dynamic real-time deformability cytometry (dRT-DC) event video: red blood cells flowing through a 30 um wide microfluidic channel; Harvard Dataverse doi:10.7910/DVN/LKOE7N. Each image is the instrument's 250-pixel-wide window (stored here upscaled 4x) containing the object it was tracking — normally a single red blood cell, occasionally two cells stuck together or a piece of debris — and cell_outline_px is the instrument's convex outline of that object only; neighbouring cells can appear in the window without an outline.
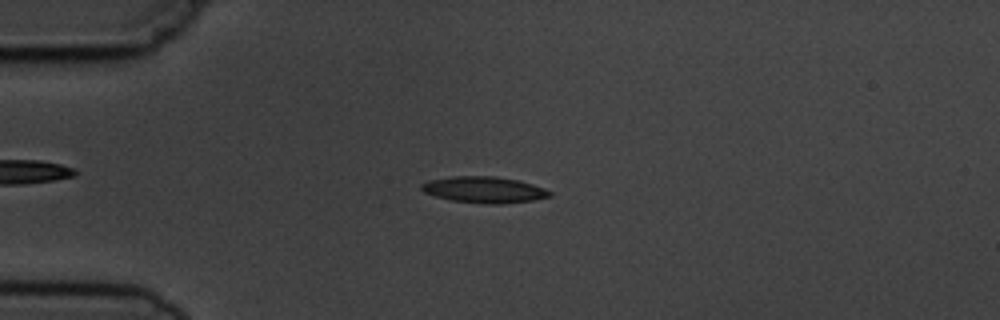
{"species": "common noctule bat (a hibernating species)", "species_latin": "Nyctalus noctula", "temperature_condition": "cold", "stored_images_in_passage": 7, "camera_frame_rate_fps": 3000, "um_per_image_px": 0.085, "animal": {"sex": "male", "body_mass_g": 19.5, "forearm_length_mm": 54.6}, "frame": {"image": 1, "passage_image": 3, "time_ms": 2.333, "image_size_px": [1000, 320], "cell_outline_px": [[552, 196], [532, 200], [500, 204], [488, 204], [452, 200], [436, 196], [424, 192], [420, 188], [420, 184], [428, 180], [452, 176], [496, 176], [520, 180], [544, 188], [552, 192]], "centroid_in_image_um": [41.15, 16.11], "position_along_channel_um": 43.8, "area_um2": 19.65}}
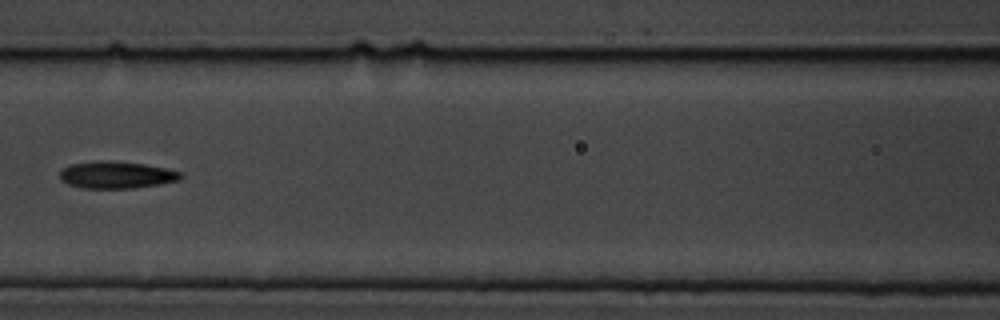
{"frame": {"image": 2, "passage_image": 6, "time_ms": 6.0, "image_size_px": [1000, 320], "cell_outline_px": [[184, 176], [180, 180], [132, 188], [84, 188], [68, 184], [60, 180], [60, 168], [72, 164], [96, 160], [108, 160], [144, 164], [164, 168], [180, 172]], "centroid_in_image_um": [9.85, 14.85], "position_along_channel_um": 156.8, "area_um2": 19.02}}
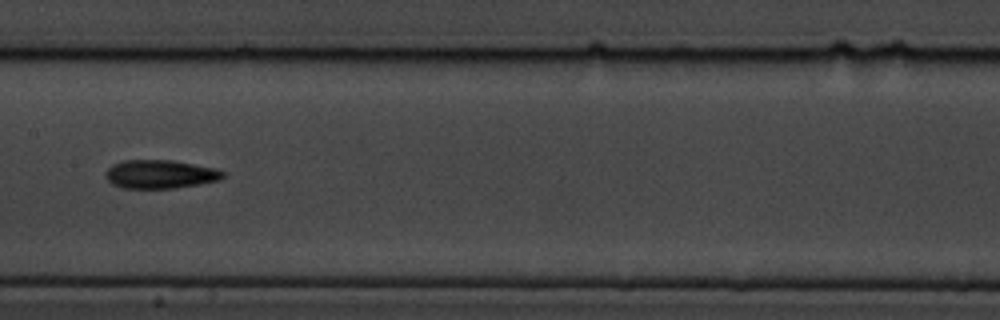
{"frame": {"image": 3, "passage_image": 7, "time_ms": 7.0, "image_size_px": [1000, 320], "cell_outline_px": [[224, 176], [220, 180], [200, 184], [172, 188], [124, 188], [112, 184], [108, 180], [104, 172], [112, 164], [124, 160], [172, 160], [216, 168], [224, 172]], "centroid_in_image_um": [13.61, 14.8], "position_along_channel_um": 193.8, "area_um2": 19.54}}